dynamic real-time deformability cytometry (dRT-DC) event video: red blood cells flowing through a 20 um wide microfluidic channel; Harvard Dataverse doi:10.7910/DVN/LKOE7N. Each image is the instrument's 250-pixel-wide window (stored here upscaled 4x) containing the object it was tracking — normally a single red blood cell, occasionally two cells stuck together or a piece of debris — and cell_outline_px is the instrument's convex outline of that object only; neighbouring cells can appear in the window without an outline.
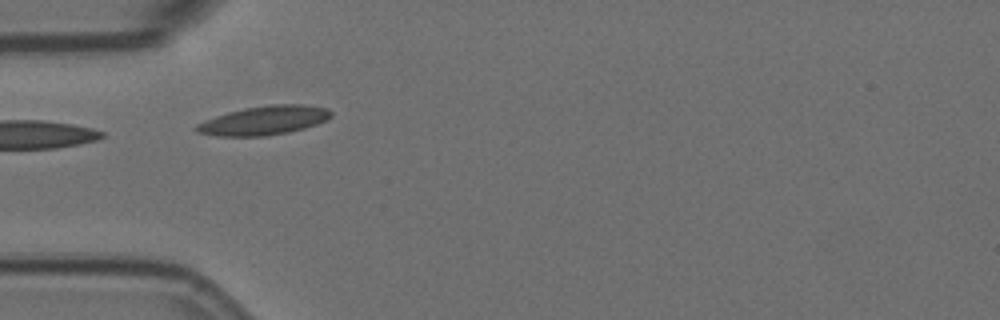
{"species": "Egyptian fruit bat (a non-hibernating species)", "species_latin": "Rousettus aegyptiacus", "temperature_condition": "room temperature", "stored_images_in_passage": 5, "camera_frame_rate_fps": 3000, "um_per_image_px": 0.085, "animal": {"sex": "female"}, "frame": {"image": 1, "passage_image": 4, "time_ms": 1.0, "image_size_px": [1000, 320], "cell_outline_px": [[332, 116], [316, 124], [304, 128], [288, 132], [264, 136], [216, 136], [196, 132], [192, 128], [196, 124], [204, 120], [228, 112], [244, 108], [268, 104], [304, 104], [328, 108], [332, 112]], "centroid_in_image_um": [22.41, 10.23], "position_along_channel_um": 62.6, "area_um2": 22.83}}